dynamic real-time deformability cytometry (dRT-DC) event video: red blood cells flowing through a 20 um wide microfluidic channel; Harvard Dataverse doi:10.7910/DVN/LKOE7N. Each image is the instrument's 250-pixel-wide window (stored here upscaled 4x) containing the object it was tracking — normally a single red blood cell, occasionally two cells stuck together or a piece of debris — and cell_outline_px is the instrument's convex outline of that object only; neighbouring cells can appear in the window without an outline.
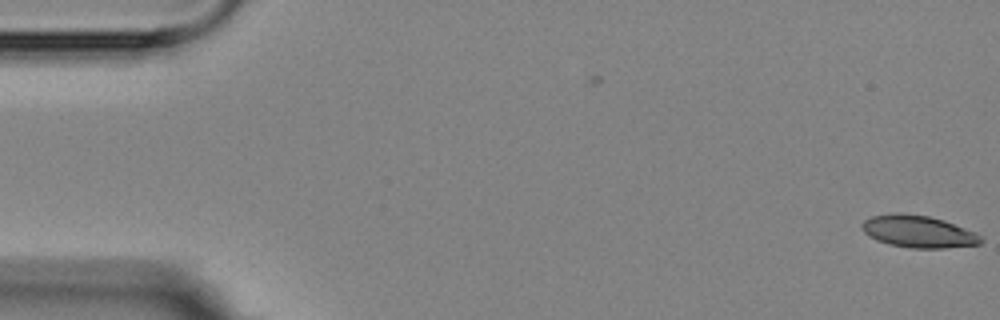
{"species": "Egyptian fruit bat (a non-hibernating species)", "species_latin": "Rousettus aegyptiacus", "temperature_condition": "room temperature", "stored_images_in_passage": 2, "camera_frame_rate_fps": 3000, "um_per_image_px": 0.085, "animal": {"sex": "female"}, "frame": {"image": 1, "passage_image": 2, "time_ms": 1.0, "image_size_px": [1000, 320], "cell_outline_px": [[984, 240], [980, 244], [944, 248], [908, 248], [888, 244], [876, 240], [864, 232], [860, 228], [860, 224], [864, 220], [872, 216], [892, 212], [900, 212], [928, 216], [944, 220], [976, 232]], "centroid_in_image_um": [78.03, 19.67], "position_along_channel_um": 7.0, "area_um2": 22.54}}